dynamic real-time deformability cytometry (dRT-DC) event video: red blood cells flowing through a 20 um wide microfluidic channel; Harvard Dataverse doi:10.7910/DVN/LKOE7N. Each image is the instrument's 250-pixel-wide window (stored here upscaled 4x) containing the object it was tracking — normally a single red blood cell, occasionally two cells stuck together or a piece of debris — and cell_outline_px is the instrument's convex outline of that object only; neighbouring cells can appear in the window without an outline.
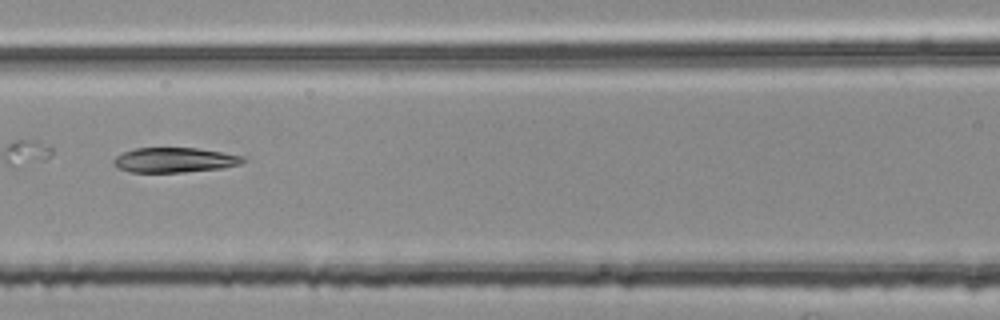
{"species": "common noctule bat (a hibernating species)", "species_latin": "Nyctalus noctula", "temperature_condition": "room temperature", "stored_images_in_passage": 3, "camera_frame_rate_fps": 3000, "um_per_image_px": 0.085, "animal": {"sex": "female", "body_mass_g": 25.1}, "frame": {"image": 1, "passage_image": 3, "time_ms": 0.667, "image_size_px": [1000, 320], "cell_outline_px": [[244, 160], [240, 164], [224, 168], [184, 172], [128, 172], [116, 168], [112, 164], [112, 160], [116, 156], [124, 152], [136, 148], [196, 148], [244, 156]], "centroid_in_image_um": [14.79, 13.61], "position_along_channel_um": 151.8, "area_um2": 18.79}}